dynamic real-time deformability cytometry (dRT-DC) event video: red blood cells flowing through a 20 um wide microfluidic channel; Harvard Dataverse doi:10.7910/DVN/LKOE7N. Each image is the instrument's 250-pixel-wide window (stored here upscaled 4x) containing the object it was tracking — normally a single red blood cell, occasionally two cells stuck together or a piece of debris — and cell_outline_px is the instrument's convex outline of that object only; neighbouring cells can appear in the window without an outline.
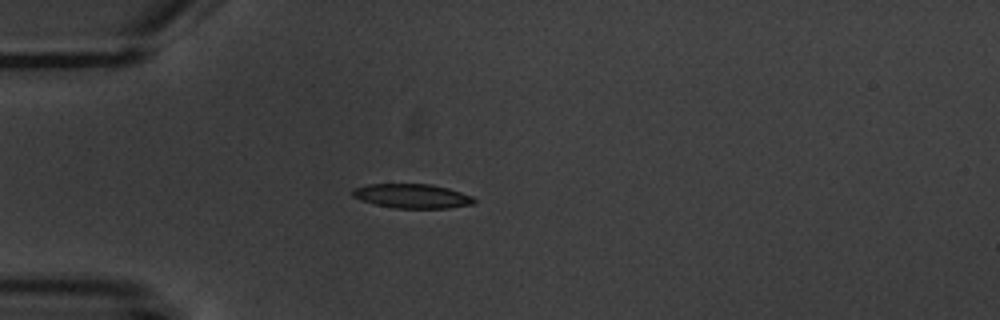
{"species": "common noctule bat (a hibernating species)", "species_latin": "Nyctalus noctula", "temperature_condition": "warm", "stored_images_in_passage": 3, "camera_frame_rate_fps": 3000, "um_per_image_px": 0.085, "animal": {"sex": "male", "body_mass_g": 20.1, "forearm_length_mm": 53.5}, "frame": {"image": 1, "passage_image": 3, "time_ms": 4.0, "image_size_px": [1000, 320], "cell_outline_px": [[476, 200], [472, 204], [448, 208], [396, 208], [376, 204], [360, 200], [352, 196], [352, 188], [368, 184], [432, 184], [448, 188], [472, 196]], "centroid_in_image_um": [35.01, 16.66], "position_along_channel_um": 50.0, "area_um2": 17.17}}